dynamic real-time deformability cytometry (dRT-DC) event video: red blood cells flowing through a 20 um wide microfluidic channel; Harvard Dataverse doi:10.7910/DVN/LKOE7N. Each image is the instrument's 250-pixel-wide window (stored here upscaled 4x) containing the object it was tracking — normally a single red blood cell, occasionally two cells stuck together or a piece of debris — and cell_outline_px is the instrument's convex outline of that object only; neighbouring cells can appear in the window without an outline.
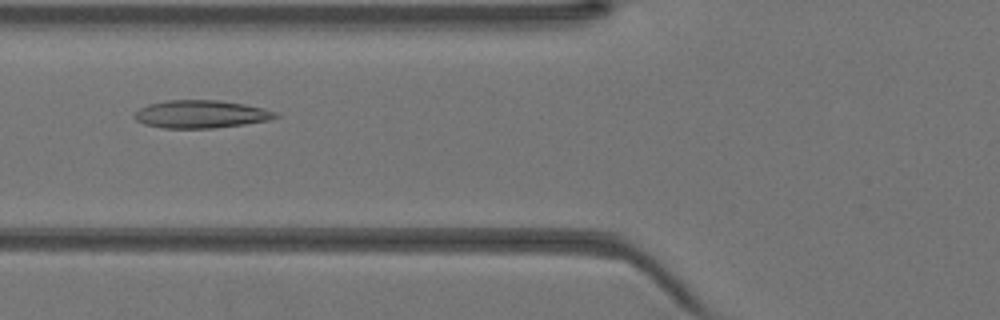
{"species": "Egyptian fruit bat (a non-hibernating species)", "species_latin": "Rousettus aegyptiacus", "temperature_condition": "warm", "stored_images_in_passage": 42, "camera_frame_rate_fps": 3000, "um_per_image_px": 0.085, "animal": {"sex": "female"}, "frame": {"image": 1, "passage_image": 17, "time_ms": 5.333, "image_size_px": [1000, 320], "cell_outline_px": [[280, 116], [272, 120], [244, 124], [212, 128], [164, 128], [144, 124], [136, 120], [132, 116], [140, 108], [148, 104], [168, 100], [216, 100], [244, 104], [264, 108], [276, 112]], "centroid_in_image_um": [17.09, 9.7], "position_along_channel_um": 108.7, "area_um2": 22.89}}
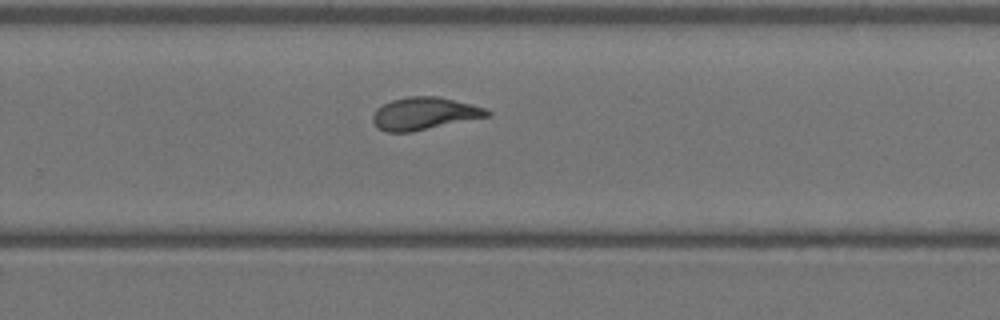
{"frame": {"image": 2, "passage_image": 29, "time_ms": 9.333, "image_size_px": [1000, 320], "cell_outline_px": [[492, 116], [412, 132], [384, 132], [372, 120], [372, 116], [376, 108], [392, 100], [408, 96], [440, 96], [488, 108], [492, 112]], "centroid_in_image_um": [36.13, 9.65], "position_along_channel_um": 293.7, "area_um2": 21.96}}
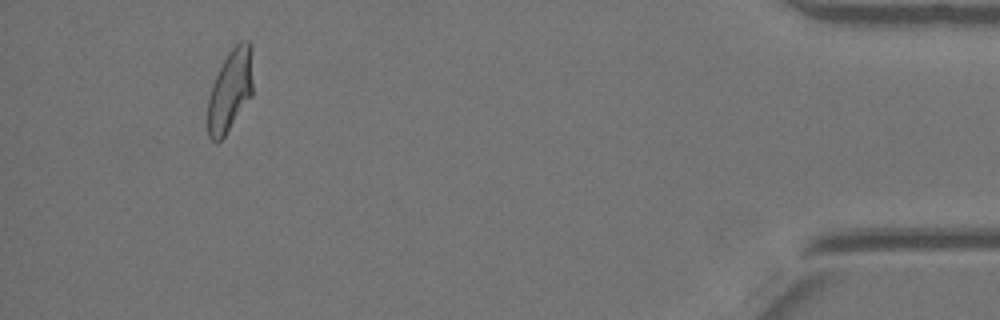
{"frame": {"image": 3, "passage_image": 41, "time_ms": 13.333, "image_size_px": [1000, 320], "cell_outline_px": [[252, 96], [224, 136], [216, 144], [208, 136], [208, 96], [212, 84], [228, 52], [240, 40], [248, 40], [252, 44]], "centroid_in_image_um": [19.57, 7.66], "position_along_channel_um": 415.6, "area_um2": 21.68}}